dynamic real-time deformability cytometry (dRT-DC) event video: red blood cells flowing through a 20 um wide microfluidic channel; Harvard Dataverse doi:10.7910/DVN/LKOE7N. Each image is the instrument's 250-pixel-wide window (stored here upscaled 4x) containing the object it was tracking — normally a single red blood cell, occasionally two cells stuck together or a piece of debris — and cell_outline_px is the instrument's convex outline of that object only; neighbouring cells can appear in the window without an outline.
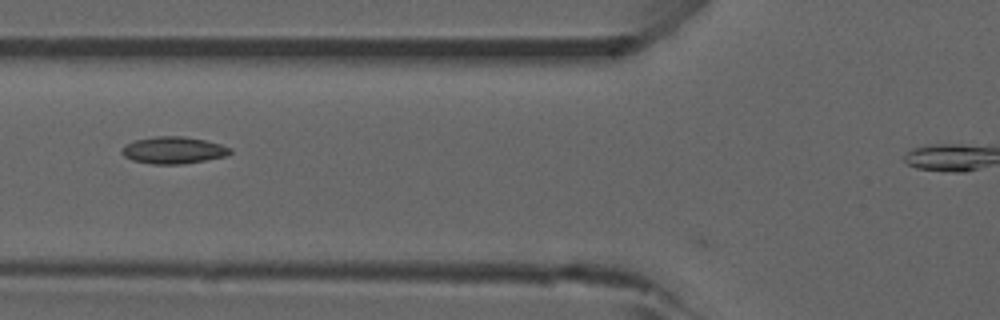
{"species": "common noctule bat (a hibernating species)", "species_latin": "Nyctalus noctula", "temperature_condition": "room temperature", "stored_images_in_passage": 12, "camera_frame_rate_fps": 3000, "um_per_image_px": 0.085, "animal": {"sex": "male", "forearm_length_mm": 52.5}, "frame": {"image": 1, "passage_image": 10, "time_ms": 3.0, "image_size_px": [1000, 320], "cell_outline_px": [[232, 152], [228, 156], [184, 164], [152, 164], [132, 160], [124, 156], [120, 152], [120, 148], [124, 144], [136, 140], [156, 136], [184, 136], [204, 140], [220, 144], [232, 148]], "centroid_in_image_um": [14.73, 12.77], "position_along_channel_um": 111.1, "area_um2": 17.22}}